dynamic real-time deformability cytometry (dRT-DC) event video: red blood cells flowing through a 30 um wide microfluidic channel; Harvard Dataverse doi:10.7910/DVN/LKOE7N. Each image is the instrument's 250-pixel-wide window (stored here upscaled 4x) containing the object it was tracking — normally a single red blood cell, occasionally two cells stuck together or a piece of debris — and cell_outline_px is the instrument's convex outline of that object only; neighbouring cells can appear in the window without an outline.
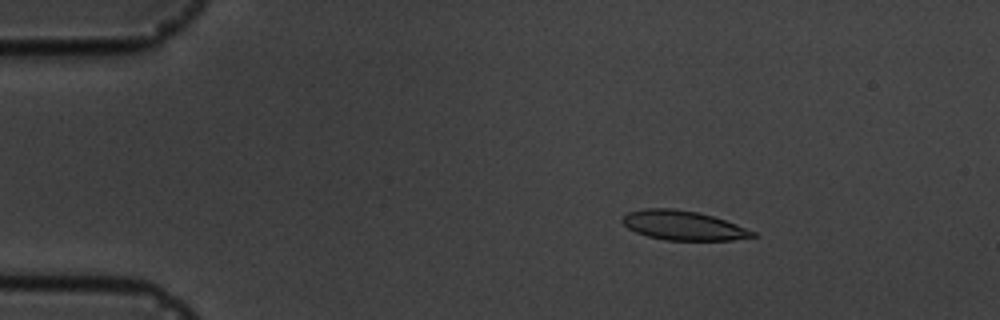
{"species": "common noctule bat (a hibernating species)", "species_latin": "Nyctalus noctula", "temperature_condition": "cold", "stored_images_in_passage": 6, "camera_frame_rate_fps": 3000, "um_per_image_px": 0.085, "animal": {"sex": "male", "body_mass_g": 19.5, "forearm_length_mm": 54.6}, "frame": {"image": 1, "passage_image": 2, "time_ms": 2.333, "image_size_px": [1000, 320], "cell_outline_px": [[756, 236], [732, 240], [664, 240], [648, 236], [636, 232], [628, 228], [620, 220], [628, 212], [648, 208], [676, 208], [696, 212], [712, 216], [736, 224], [756, 232]], "centroid_in_image_um": [58.06, 19.16], "position_along_channel_um": 26.9, "area_um2": 22.14}}
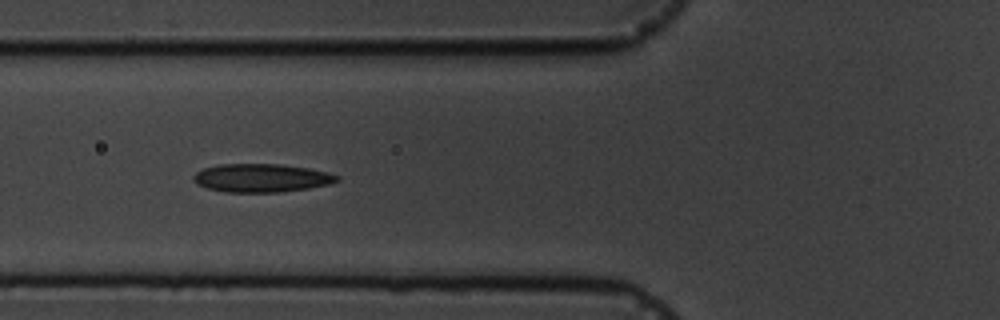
{"frame": {"image": 2, "passage_image": 5, "time_ms": 6.333, "image_size_px": [1000, 320], "cell_outline_px": [[340, 180], [332, 184], [308, 188], [280, 192], [228, 192], [208, 188], [196, 184], [192, 176], [196, 172], [204, 168], [220, 164], [280, 164], [308, 168], [328, 172], [340, 176]], "centroid_in_image_um": [22.25, 15.12], "position_along_channel_um": 103.5, "area_um2": 23.76}}
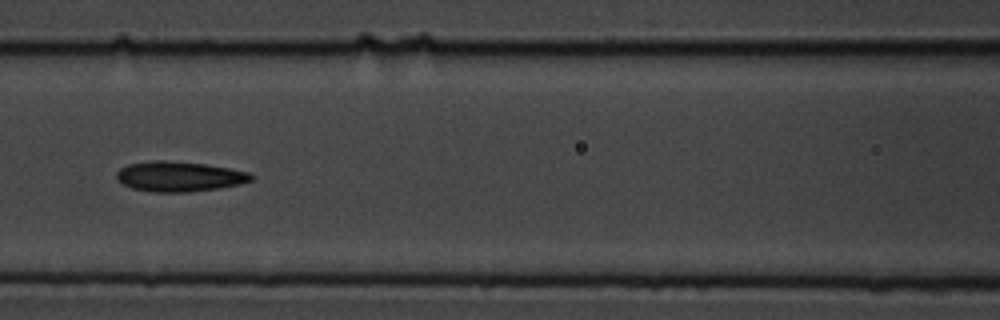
{"frame": {"image": 3, "passage_image": 6, "time_ms": 7.667, "image_size_px": [1000, 320], "cell_outline_px": [[256, 176], [252, 180], [240, 184], [220, 188], [188, 192], [152, 192], [132, 188], [116, 180], [116, 172], [120, 168], [128, 164], [152, 160], [164, 160], [204, 164], [228, 168], [248, 172]], "centroid_in_image_um": [15.22, 15.0], "position_along_channel_um": 151.4, "area_um2": 23.7}}